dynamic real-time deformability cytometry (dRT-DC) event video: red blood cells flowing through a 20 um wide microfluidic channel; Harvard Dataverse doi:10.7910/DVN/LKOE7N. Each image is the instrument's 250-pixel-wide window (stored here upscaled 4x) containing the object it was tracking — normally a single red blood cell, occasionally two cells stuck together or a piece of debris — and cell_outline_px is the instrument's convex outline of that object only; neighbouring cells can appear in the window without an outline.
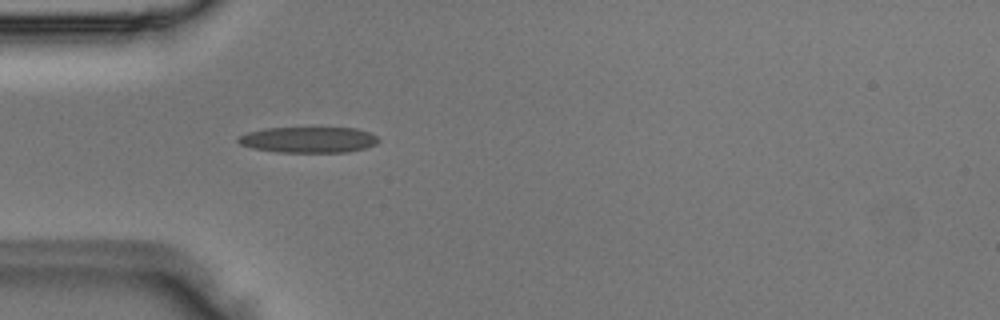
{"species": "Egyptian fruit bat (a non-hibernating species)", "species_latin": "Rousettus aegyptiacus", "temperature_condition": "room temperature", "stored_images_in_passage": 3, "camera_frame_rate_fps": 3000, "um_per_image_px": 0.085, "animal": {"sex": "male"}, "frame": {"image": 1, "passage_image": 3, "time_ms": 0.667, "image_size_px": [1000, 320], "cell_outline_px": [[380, 140], [376, 144], [364, 148], [348, 152], [276, 152], [252, 148], [240, 144], [236, 140], [240, 136], [248, 132], [264, 128], [356, 128], [368, 132], [376, 136]], "centroid_in_image_um": [26.21, 11.88], "position_along_channel_um": 58.8, "area_um2": 21.1}}